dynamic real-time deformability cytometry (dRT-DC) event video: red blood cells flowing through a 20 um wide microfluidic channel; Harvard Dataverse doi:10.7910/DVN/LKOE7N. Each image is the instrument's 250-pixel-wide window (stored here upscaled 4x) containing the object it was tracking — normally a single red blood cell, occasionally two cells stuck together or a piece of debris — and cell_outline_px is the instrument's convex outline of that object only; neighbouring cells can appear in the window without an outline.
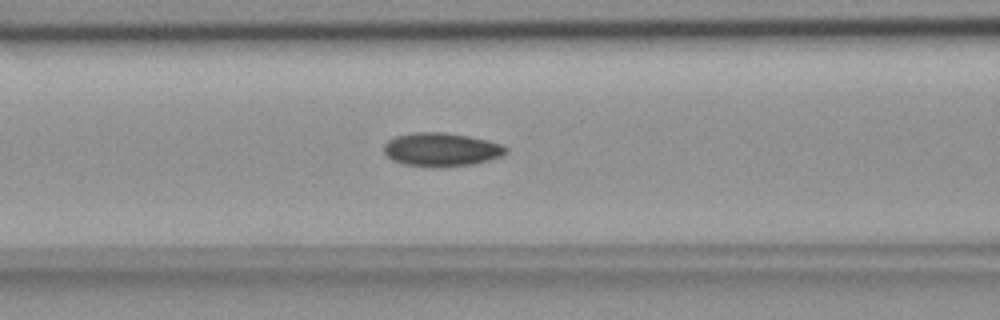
{"species": "common noctule bat (a hibernating species)", "species_latin": "Nyctalus noctula", "temperature_condition": "room temperature", "stored_images_in_passage": 54, "camera_frame_rate_fps": 3000, "um_per_image_px": 0.085, "animal": {"sex": "female", "body_mass_g": 18.4}, "frame": {"image": 1, "passage_image": 22, "time_ms": 7.0, "image_size_px": [1000, 320], "cell_outline_px": [[508, 152], [500, 156], [488, 160], [472, 164], [440, 168], [408, 164], [392, 160], [384, 152], [384, 144], [388, 140], [396, 136], [416, 132], [444, 132], [468, 136], [488, 140], [500, 144], [508, 148]], "centroid_in_image_um": [37.52, 12.71], "position_along_channel_um": 129.1, "area_um2": 23.76}}
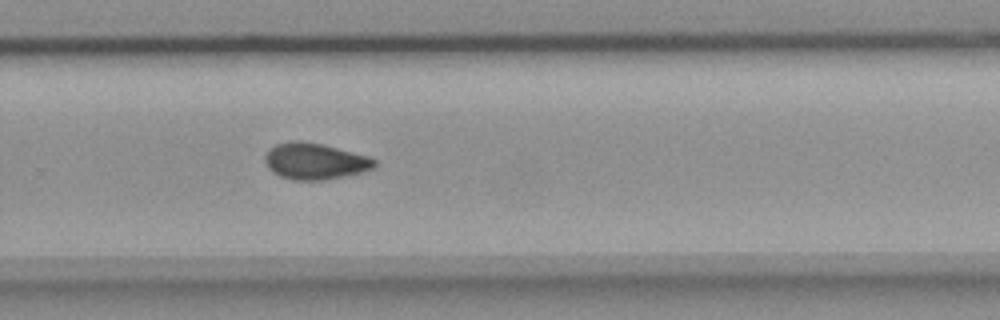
{"frame": {"image": 2, "passage_image": 36, "time_ms": 11.667, "image_size_px": [1000, 320], "cell_outline_px": [[376, 164], [372, 168], [360, 172], [344, 176], [324, 180], [292, 180], [280, 176], [272, 172], [268, 168], [264, 160], [264, 156], [268, 148], [276, 144], [296, 140], [300, 140], [320, 144], [368, 156], [376, 160]], "centroid_in_image_um": [26.7, 13.71], "position_along_channel_um": 303.1, "area_um2": 23.06}}
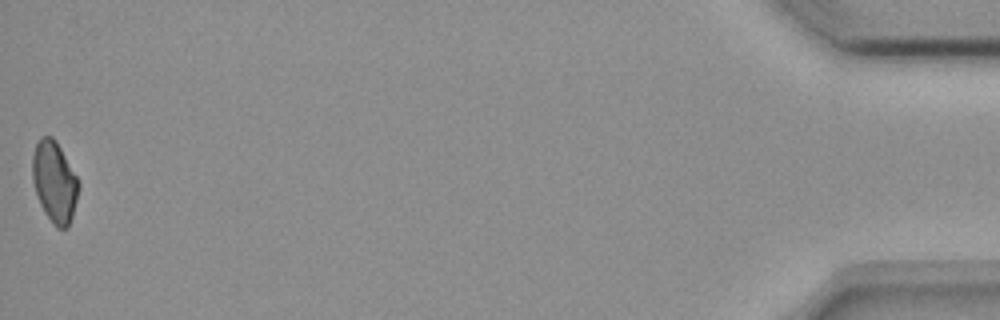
{"frame": {"image": 3, "passage_image": 54, "time_ms": 17.667, "image_size_px": [1000, 320], "cell_outline_px": [[80, 188], [72, 216], [68, 228], [56, 228], [44, 212], [36, 196], [32, 180], [32, 156], [36, 144], [40, 136], [52, 136], [56, 140], [76, 176], [80, 184]], "centroid_in_image_um": [4.62, 15.46], "position_along_channel_um": 430.6, "area_um2": 21.96}}